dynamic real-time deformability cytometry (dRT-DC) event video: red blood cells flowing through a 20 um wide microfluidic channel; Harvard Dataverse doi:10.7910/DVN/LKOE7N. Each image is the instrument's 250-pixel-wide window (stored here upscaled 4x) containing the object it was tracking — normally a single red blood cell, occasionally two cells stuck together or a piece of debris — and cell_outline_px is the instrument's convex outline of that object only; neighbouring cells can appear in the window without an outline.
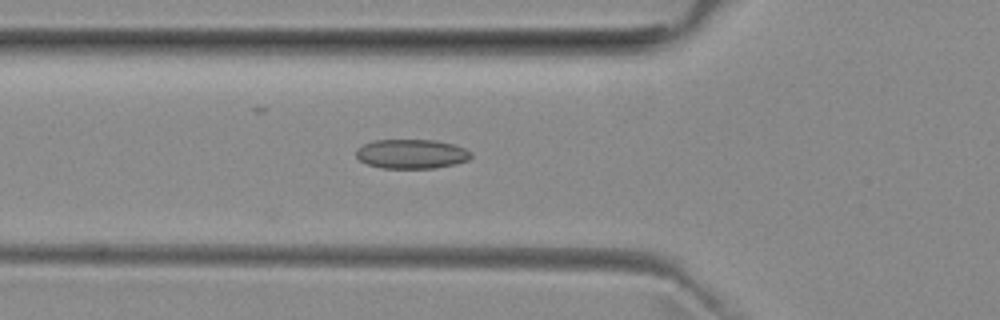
{"species": "common noctule bat (a hibernating species)", "species_latin": "Nyctalus noctula", "temperature_condition": "room temperature", "stored_images_in_passage": 6, "camera_frame_rate_fps": 3000, "um_per_image_px": 0.085, "animal": {"sex": "female", "body_mass_g": 29.2, "forearm_length_mm": 56.3}, "frame": {"image": 1, "passage_image": 6, "time_ms": 1.667, "image_size_px": [1000, 320], "cell_outline_px": [[472, 156], [468, 160], [456, 164], [432, 168], [380, 168], [368, 164], [360, 160], [356, 156], [356, 148], [364, 144], [376, 140], [436, 140], [452, 144], [464, 148], [472, 152]], "centroid_in_image_um": [34.98, 13.08], "position_along_channel_um": 90.8, "area_um2": 19.65}}